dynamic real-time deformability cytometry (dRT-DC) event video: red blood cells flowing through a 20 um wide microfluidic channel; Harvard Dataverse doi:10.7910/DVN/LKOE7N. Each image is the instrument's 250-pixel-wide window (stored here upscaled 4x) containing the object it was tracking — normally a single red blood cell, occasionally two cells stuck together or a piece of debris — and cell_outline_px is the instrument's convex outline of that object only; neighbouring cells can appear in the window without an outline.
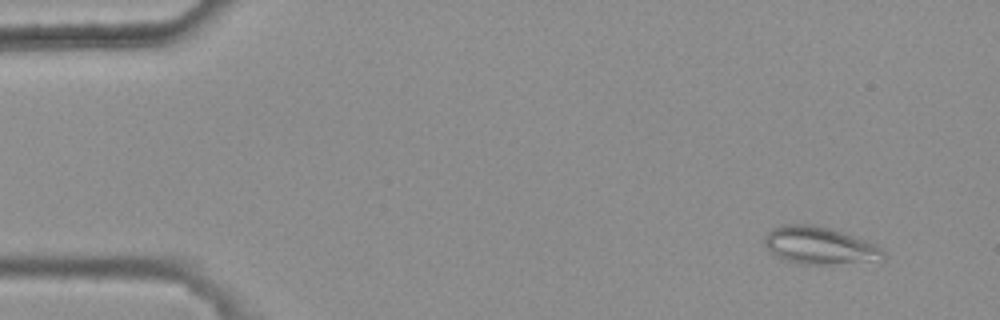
{"species": "common noctule bat (a hibernating species)", "species_latin": "Nyctalus noctula", "temperature_condition": "warm", "stored_images_in_passage": 5, "camera_frame_rate_fps": 3000, "um_per_image_px": 0.085, "animal": {"sex": "female", "body_mass_g": 25.1}, "frame": {"image": 1, "passage_image": 2, "time_ms": 0.333, "image_size_px": [1000, 320], "cell_outline_px": [[884, 256], [832, 264], [800, 264], [784, 260], [776, 256], [764, 244], [764, 236], [772, 228], [780, 224], [808, 224], [828, 228], [876, 244], [884, 252]], "centroid_in_image_um": [69.5, 20.84], "position_along_channel_um": 15.5, "area_um2": 24.97}}